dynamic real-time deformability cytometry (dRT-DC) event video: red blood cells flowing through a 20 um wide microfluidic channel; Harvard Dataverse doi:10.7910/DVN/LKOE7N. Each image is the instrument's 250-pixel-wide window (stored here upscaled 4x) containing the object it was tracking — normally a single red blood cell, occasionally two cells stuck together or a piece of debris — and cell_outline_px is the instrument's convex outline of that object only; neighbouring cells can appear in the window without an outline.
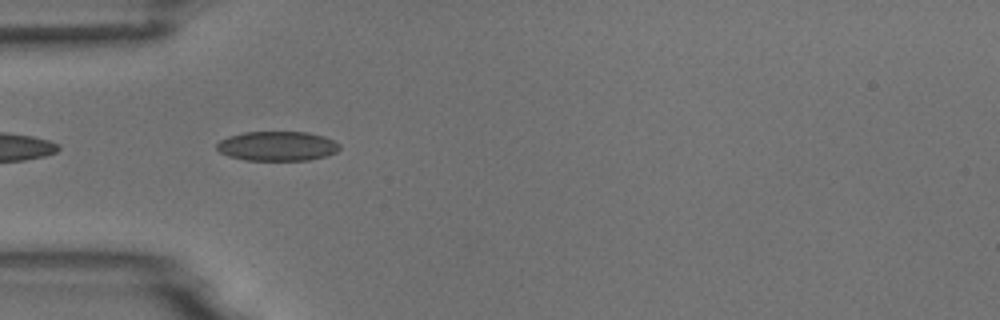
{"species": "common noctule bat (a hibernating species)", "species_latin": "Nyctalus noctula", "temperature_condition": "room temperature", "stored_images_in_passage": 9, "camera_frame_rate_fps": 3000, "um_per_image_px": 0.085, "animal": {"sex": "male", "body_mass_g": 18.8}, "frame": {"image": 1, "passage_image": 2, "time_ms": 0.333, "image_size_px": [1000, 320], "cell_outline_px": [[340, 148], [336, 152], [328, 156], [308, 160], [244, 160], [228, 156], [220, 152], [216, 148], [216, 144], [220, 140], [228, 136], [244, 132], [308, 132], [324, 136], [340, 144]], "centroid_in_image_um": [23.57, 12.42], "position_along_channel_um": 61.4, "area_um2": 21.27}}